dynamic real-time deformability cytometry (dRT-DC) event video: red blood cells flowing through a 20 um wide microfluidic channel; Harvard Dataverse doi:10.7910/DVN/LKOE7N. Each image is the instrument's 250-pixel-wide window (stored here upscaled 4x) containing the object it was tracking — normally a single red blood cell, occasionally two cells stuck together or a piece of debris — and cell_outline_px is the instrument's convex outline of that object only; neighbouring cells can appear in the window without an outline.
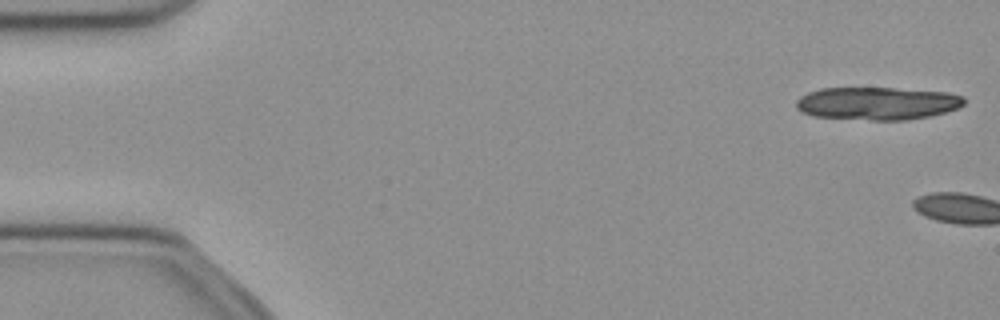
{"species": "common noctule bat (a hibernating species)", "species_latin": "Nyctalus noctula", "temperature_condition": "cold", "stored_images_in_passage": 3, "camera_frame_rate_fps": 3000, "um_per_image_px": 0.085, "animal": {"sex": "female", "body_mass_g": 21.9}, "frame": {"image": 1, "passage_image": 1, "time_ms": 0.0, "image_size_px": [1000, 320], "cell_outline_px": [[964, 104], [956, 108], [944, 112], [928, 116], [908, 120], [872, 120], [812, 116], [796, 108], [796, 100], [800, 96], [808, 92], [820, 88], [892, 88], [948, 92], [964, 96]], "centroid_in_image_um": [74.55, 8.78], "position_along_channel_um": 10.5, "area_um2": 32.08}}